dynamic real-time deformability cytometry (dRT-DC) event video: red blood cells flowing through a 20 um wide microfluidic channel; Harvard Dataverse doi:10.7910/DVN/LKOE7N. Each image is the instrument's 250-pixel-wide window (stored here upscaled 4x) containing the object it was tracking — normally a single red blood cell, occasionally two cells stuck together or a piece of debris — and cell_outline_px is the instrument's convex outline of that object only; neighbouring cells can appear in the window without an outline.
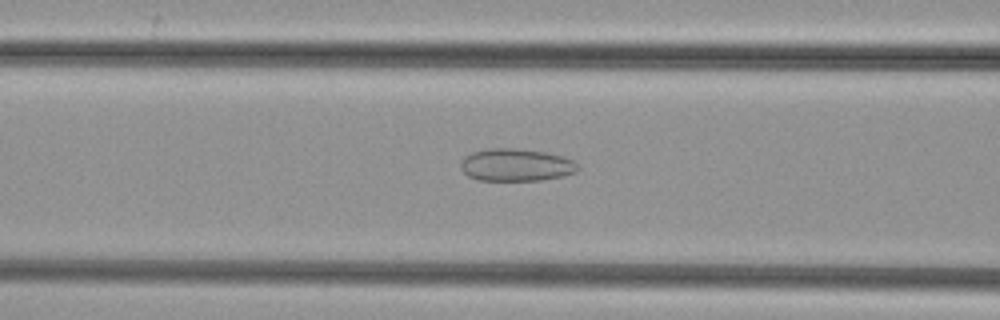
{"species": "common noctule bat (a hibernating species)", "species_latin": "Nyctalus noctula", "temperature_condition": "cold", "stored_images_in_passage": 37, "camera_frame_rate_fps": 3000, "um_per_image_px": 0.085, "animal": {"sex": "female", "body_mass_g": 29.2, "forearm_length_mm": 56.3}, "frame": {"image": 1, "passage_image": 7, "time_ms": 2.0, "image_size_px": [1000, 320], "cell_outline_px": [[580, 168], [576, 172], [564, 176], [540, 180], [476, 180], [468, 176], [460, 168], [460, 160], [464, 156], [472, 152], [488, 148], [512, 148], [544, 152], [564, 156], [580, 164]], "centroid_in_image_um": [43.86, 14.02], "position_along_channel_um": 122.7, "area_um2": 22.43}}
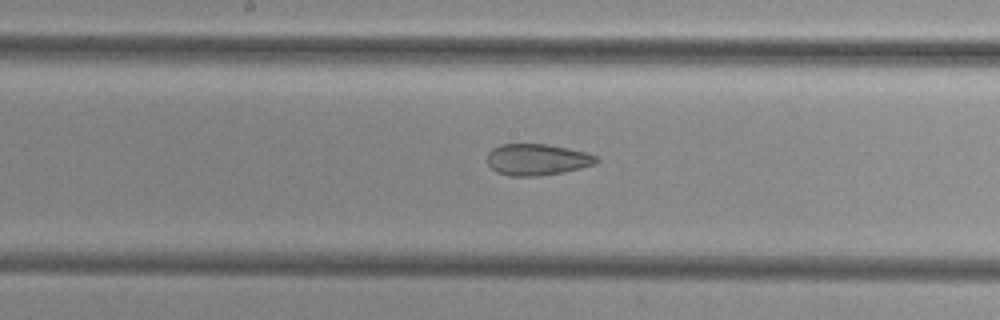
{"frame": {"image": 2, "passage_image": 13, "time_ms": 4.0, "image_size_px": [1000, 320], "cell_outline_px": [[600, 160], [596, 164], [564, 172], [540, 176], [508, 176], [496, 172], [488, 164], [488, 152], [492, 148], [500, 144], [548, 144], [588, 152], [596, 156]], "centroid_in_image_um": [45.67, 13.56], "position_along_channel_um": 202.5, "area_um2": 20.23}}
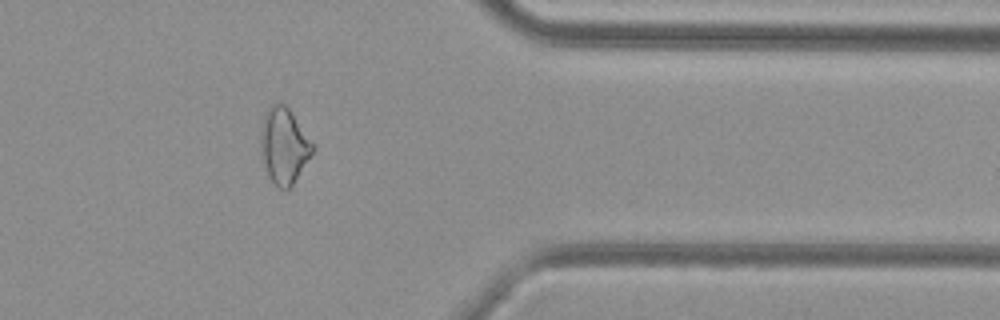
{"frame": {"image": 3, "passage_image": 28, "time_ms": 9.0, "image_size_px": [1000, 320], "cell_outline_px": [[316, 148], [292, 184], [288, 188], [280, 188], [268, 176], [260, 160], [260, 128], [264, 116], [268, 108], [272, 104], [284, 104], [288, 108], [316, 144]], "centroid_in_image_um": [24.13, 12.37], "position_along_channel_um": 387.3, "area_um2": 23.12}}